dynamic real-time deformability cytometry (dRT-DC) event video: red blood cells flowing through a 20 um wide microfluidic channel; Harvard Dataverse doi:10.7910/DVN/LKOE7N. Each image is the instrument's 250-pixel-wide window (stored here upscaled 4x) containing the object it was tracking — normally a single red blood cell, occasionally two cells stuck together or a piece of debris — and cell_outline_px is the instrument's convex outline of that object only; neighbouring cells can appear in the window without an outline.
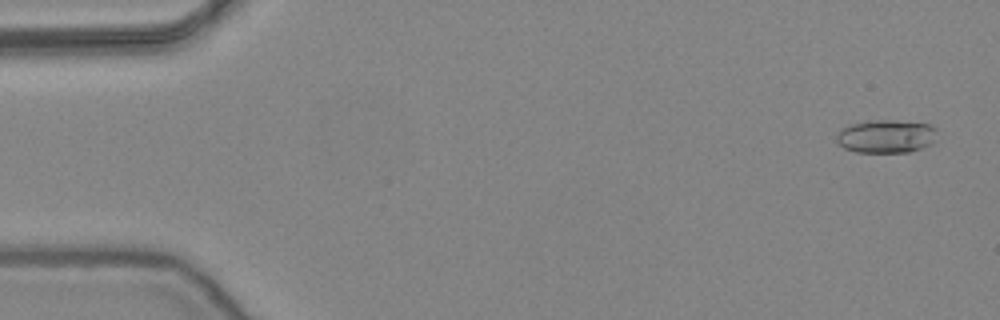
{"species": "common noctule bat (a hibernating species)", "species_latin": "Nyctalus noctula", "temperature_condition": "warm", "stored_images_in_passage": 53, "camera_frame_rate_fps": 3000, "um_per_image_px": 0.085, "animal": {"sex": "female", "body_mass_g": 24.6, "forearm_length_mm": 56.2}, "frame": {"image": 1, "passage_image": 3, "time_ms": 0.667, "image_size_px": [1000, 320], "cell_outline_px": [[936, 128], [932, 140], [928, 144], [920, 148], [908, 152], [856, 152], [844, 148], [836, 140], [836, 136], [844, 128], [852, 124], [868, 120], [896, 120], [928, 124]], "centroid_in_image_um": [75.28, 11.58], "position_along_channel_um": 9.7, "area_um2": 19.07}}
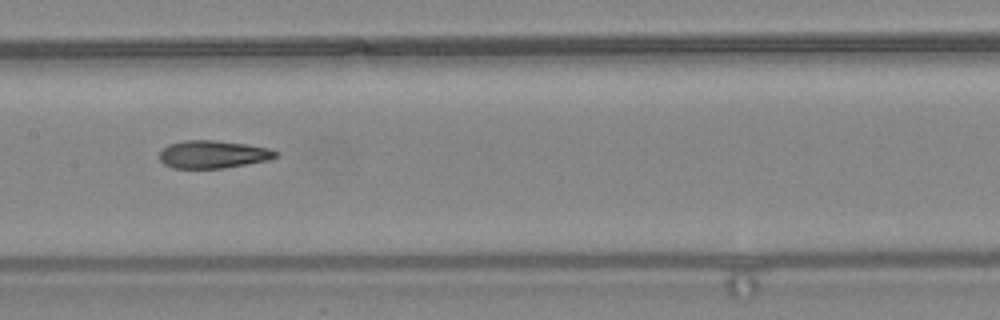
{"frame": {"image": 2, "passage_image": 27, "time_ms": 8.667, "image_size_px": [1000, 320], "cell_outline_px": [[276, 156], [268, 160], [224, 168], [172, 168], [164, 164], [160, 160], [160, 152], [168, 144], [184, 140], [216, 140], [244, 144], [268, 148], [276, 152]], "centroid_in_image_um": [18.05, 13.12], "position_along_channel_um": 189.3, "area_um2": 18.61}}
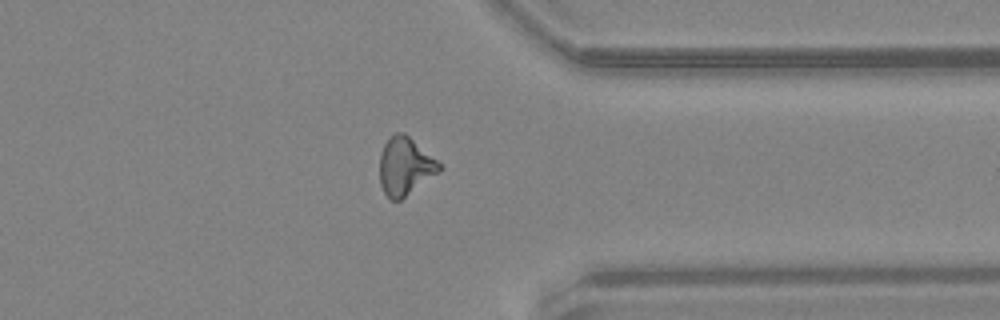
{"frame": {"image": 3, "passage_image": 42, "time_ms": 13.667, "image_size_px": [1000, 320], "cell_outline_px": [[440, 172], [400, 200], [392, 200], [384, 192], [380, 184], [380, 152], [388, 136], [396, 132], [404, 132], [436, 160], [440, 164]], "centroid_in_image_um": [34.4, 14.12], "position_along_channel_um": 377.0, "area_um2": 19.94}, "authors_computed_cell_mechanics": {"area_um2": 19.2474, "velocity_mm_per_s": 3.8933, "shape_relaxation_time_tau1_ms": 6.81, "shape_relaxation_time_tau2_ms": 2.1892, "deformation_change_tau1": 0.2004, "deformation_change_tau2": 0.106}}